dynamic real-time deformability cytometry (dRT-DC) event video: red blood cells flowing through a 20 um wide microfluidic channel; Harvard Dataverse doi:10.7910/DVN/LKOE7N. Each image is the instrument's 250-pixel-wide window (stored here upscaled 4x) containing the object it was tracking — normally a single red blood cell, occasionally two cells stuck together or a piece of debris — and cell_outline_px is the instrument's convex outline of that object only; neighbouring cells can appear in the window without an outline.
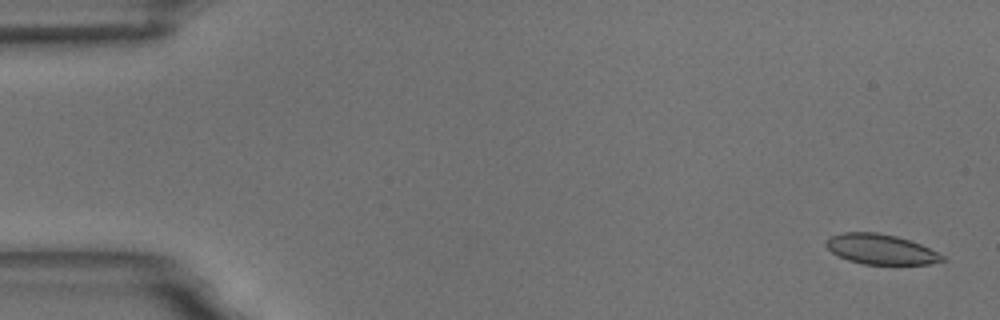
{"species": "common noctule bat (a hibernating species)", "species_latin": "Nyctalus noctula", "temperature_condition": "room temperature", "stored_images_in_passage": 56, "camera_frame_rate_fps": 3000, "um_per_image_px": 0.085, "animal": {"sex": "male", "body_mass_g": 18.8}, "frame": {"image": 1, "passage_image": 2, "time_ms": 0.333, "image_size_px": [1000, 320], "cell_outline_px": [[948, 260], [928, 264], [864, 264], [848, 260], [832, 252], [824, 244], [828, 236], [844, 232], [876, 232], [896, 236], [920, 244], [944, 256]], "centroid_in_image_um": [74.84, 21.18], "position_along_channel_um": 10.2, "area_um2": 20.29}}
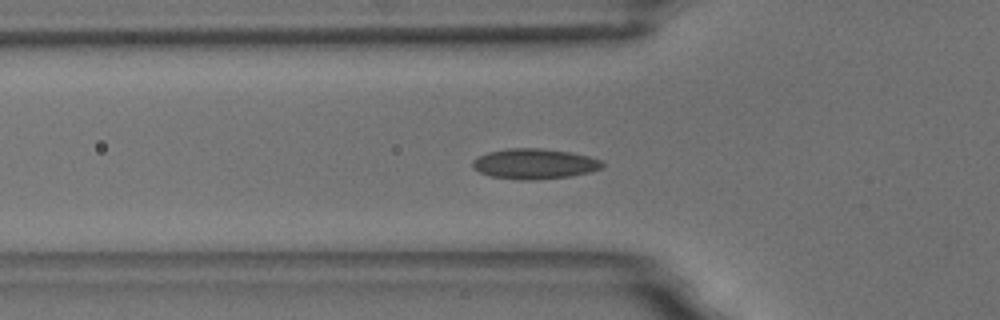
{"frame": {"image": 2, "passage_image": 19, "time_ms": 6.0, "image_size_px": [1000, 320], "cell_outline_px": [[604, 164], [600, 168], [588, 172], [572, 176], [532, 180], [520, 180], [492, 176], [480, 172], [472, 168], [472, 160], [476, 156], [488, 152], [508, 148], [540, 148], [568, 152], [588, 156], [600, 160]], "centroid_in_image_um": [45.37, 13.92], "position_along_channel_um": 80.4, "area_um2": 22.83}}
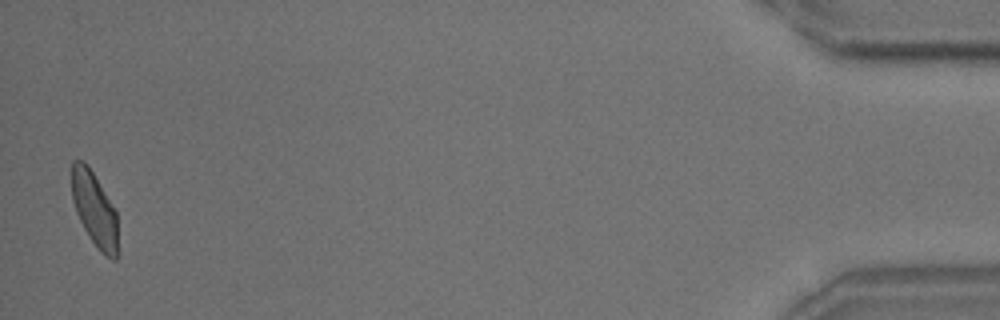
{"frame": {"image": 3, "passage_image": 55, "time_ms": 18.0, "image_size_px": [1000, 320], "cell_outline_px": [[116, 260], [112, 260], [104, 256], [100, 252], [88, 236], [76, 212], [72, 200], [72, 160], [84, 160], [88, 164], [116, 212]], "centroid_in_image_um": [8.0, 17.78], "position_along_channel_um": 427.2, "area_um2": 19.71}, "authors_computed_cell_mechanics": {"area_um2": 21.2126, "velocity_mm_per_s": 3.6258, "shape_relaxation_time_tau1_ms": 4.6298, "shape_relaxation_time_tau2_ms": 1.4611, "deformation_change_tau1": 0.117, "deformation_change_tau2": 0.0696}}